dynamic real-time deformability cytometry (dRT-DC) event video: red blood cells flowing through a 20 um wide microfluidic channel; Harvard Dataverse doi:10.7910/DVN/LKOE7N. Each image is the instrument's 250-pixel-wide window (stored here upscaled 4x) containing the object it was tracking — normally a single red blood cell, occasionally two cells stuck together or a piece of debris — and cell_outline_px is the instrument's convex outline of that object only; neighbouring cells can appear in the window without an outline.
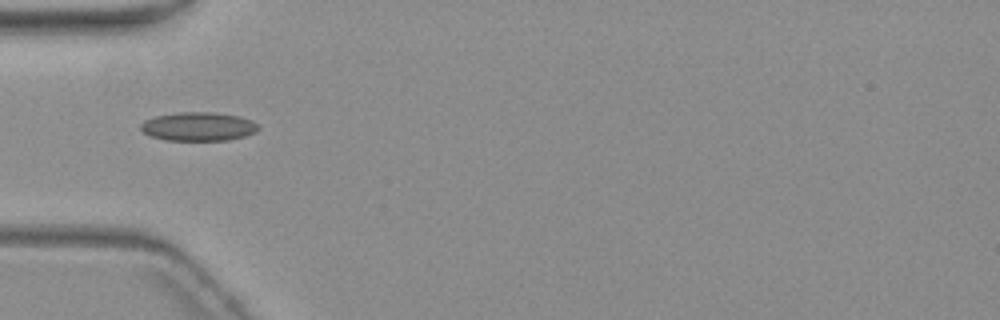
{"species": "common noctule bat (a hibernating species)", "species_latin": "Nyctalus noctula", "temperature_condition": "warm", "stored_images_in_passage": 4, "camera_frame_rate_fps": 3000, "um_per_image_px": 0.085, "animal": {"sex": "female", "body_mass_g": 19.3, "forearm_length_mm": 54.1}, "frame": {"image": 1, "passage_image": 1, "time_ms": 0.0, "image_size_px": [1000, 320], "cell_outline_px": [[260, 128], [256, 132], [244, 136], [228, 140], [164, 140], [152, 136], [144, 132], [140, 128], [140, 124], [144, 120], [156, 116], [176, 112], [212, 112], [240, 116], [252, 120]], "centroid_in_image_um": [16.86, 10.75], "position_along_channel_um": 68.1, "area_um2": 19.71}}
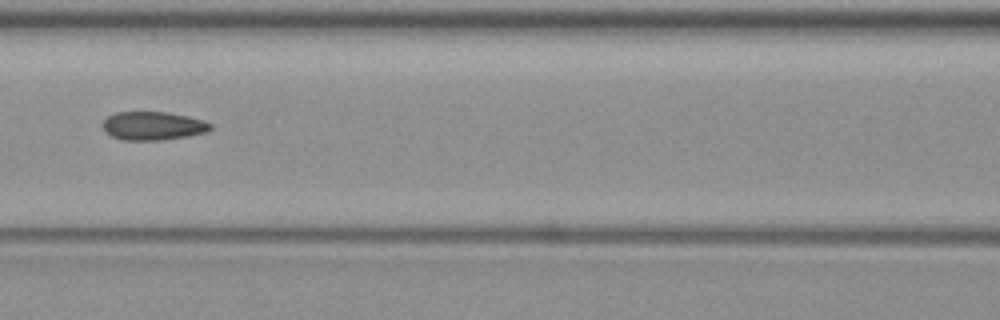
{"frame": {"image": 2, "passage_image": 3, "time_ms": 2.333, "image_size_px": [1000, 320], "cell_outline_px": [[212, 128], [208, 132], [188, 136], [164, 140], [120, 140], [104, 132], [104, 120], [108, 116], [116, 112], [168, 112], [188, 116], [204, 120], [212, 124]], "centroid_in_image_um": [13.03, 10.7], "position_along_channel_um": 153.6, "area_um2": 18.03}}
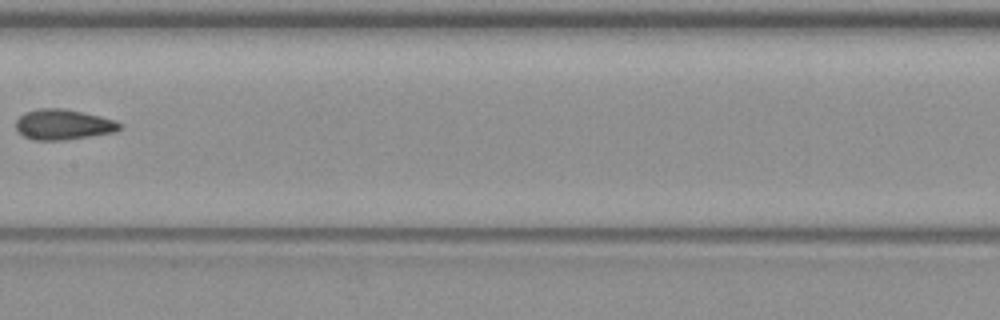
{"frame": {"image": 3, "passage_image": 4, "time_ms": 3.667, "image_size_px": [1000, 320], "cell_outline_px": [[120, 128], [116, 132], [64, 140], [32, 140], [24, 136], [16, 128], [16, 120], [24, 112], [36, 108], [64, 108], [100, 116], [116, 120], [120, 124]], "centroid_in_image_um": [5.36, 10.58], "position_along_channel_um": 202.0, "area_um2": 18.44}}